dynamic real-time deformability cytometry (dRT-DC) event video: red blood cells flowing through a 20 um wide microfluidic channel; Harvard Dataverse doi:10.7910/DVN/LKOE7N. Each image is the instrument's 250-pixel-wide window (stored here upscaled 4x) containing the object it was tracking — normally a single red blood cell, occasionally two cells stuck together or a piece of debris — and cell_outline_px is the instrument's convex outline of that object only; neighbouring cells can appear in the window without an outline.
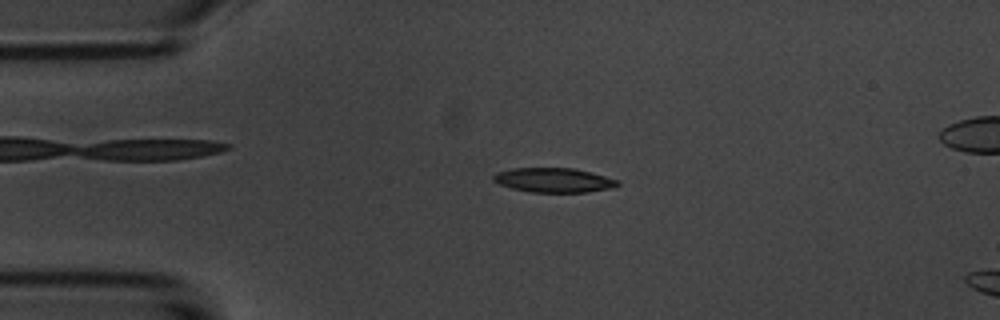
{"species": "common noctule bat (a hibernating species)", "species_latin": "Nyctalus noctula", "temperature_condition": "room temperature", "stored_images_in_passage": 6, "camera_frame_rate_fps": 3000, "um_per_image_px": 0.085, "animal": {"sex": "male", "body_mass_g": 20.1, "forearm_length_mm": 53.5}, "frame": {"image": 1, "passage_image": 4, "time_ms": 3.667, "image_size_px": [1000, 320], "cell_outline_px": [[620, 184], [612, 188], [588, 192], [532, 192], [512, 188], [500, 184], [492, 180], [492, 176], [496, 172], [512, 168], [576, 168], [620, 180]], "centroid_in_image_um": [47.09, 15.3], "position_along_channel_um": 37.9, "area_um2": 17.8}}